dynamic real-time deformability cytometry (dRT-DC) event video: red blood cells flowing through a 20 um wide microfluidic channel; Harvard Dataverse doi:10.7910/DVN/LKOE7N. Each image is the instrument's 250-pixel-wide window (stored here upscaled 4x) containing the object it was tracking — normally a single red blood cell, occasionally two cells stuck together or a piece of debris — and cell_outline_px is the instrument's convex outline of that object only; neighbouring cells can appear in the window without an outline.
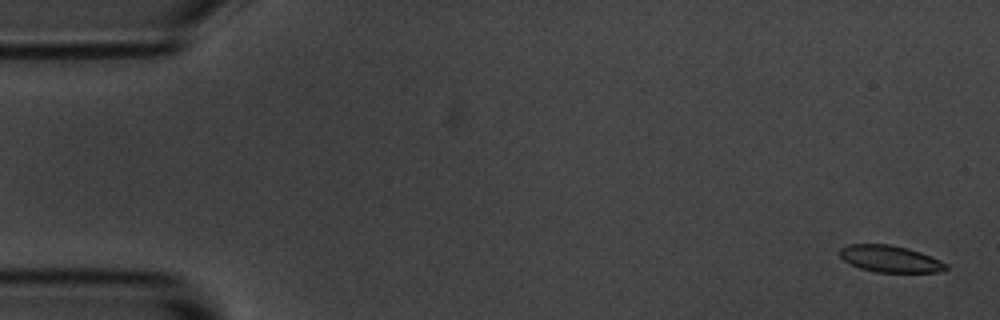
{"species": "common noctule bat (a hibernating species)", "species_latin": "Nyctalus noctula", "temperature_condition": "room temperature", "stored_images_in_passage": 5, "camera_frame_rate_fps": 3000, "um_per_image_px": 0.085, "animal": {"sex": "male", "body_mass_g": 20.1, "forearm_length_mm": 53.5}, "frame": {"image": 1, "passage_image": 1, "time_ms": 0.0, "image_size_px": [1000, 320], "cell_outline_px": [[948, 268], [940, 272], [876, 272], [860, 268], [844, 260], [840, 256], [840, 248], [848, 244], [892, 244], [908, 248], [920, 252], [940, 260], [948, 264]], "centroid_in_image_um": [75.67, 21.99], "position_along_channel_um": 9.3, "area_um2": 16.53}}